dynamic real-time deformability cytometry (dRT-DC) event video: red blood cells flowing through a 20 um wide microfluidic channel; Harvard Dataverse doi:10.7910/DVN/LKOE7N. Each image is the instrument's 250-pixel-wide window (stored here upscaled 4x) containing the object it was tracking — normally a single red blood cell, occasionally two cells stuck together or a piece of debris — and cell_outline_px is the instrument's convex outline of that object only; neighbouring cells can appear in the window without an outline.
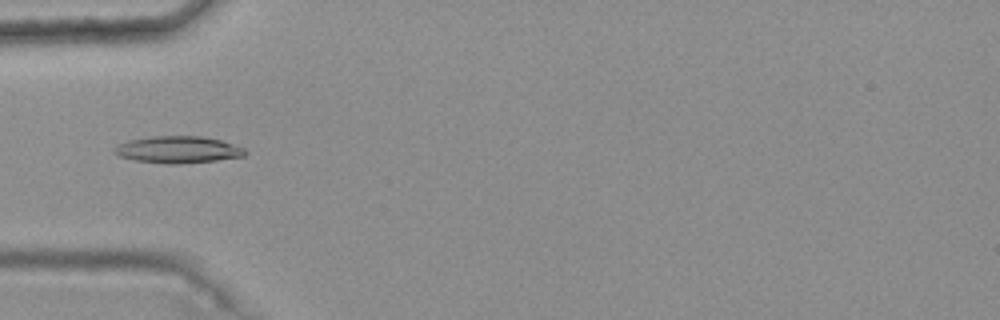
{"species": "common noctule bat (a hibernating species)", "species_latin": "Nyctalus noctula", "temperature_condition": "warm", "stored_images_in_passage": 5, "camera_frame_rate_fps": 3000, "um_per_image_px": 0.085, "animal": {"sex": "female", "body_mass_g": 25.1}, "frame": {"image": 1, "passage_image": 5, "time_ms": 1.333, "image_size_px": [1000, 320], "cell_outline_px": [[248, 152], [244, 156], [216, 160], [180, 164], [168, 164], [136, 160], [120, 156], [112, 152], [112, 148], [128, 140], [152, 136], [204, 136], [220, 140], [244, 148]], "centroid_in_image_um": [15.12, 12.71], "position_along_channel_um": 69.9, "area_um2": 20.46}}